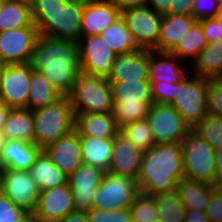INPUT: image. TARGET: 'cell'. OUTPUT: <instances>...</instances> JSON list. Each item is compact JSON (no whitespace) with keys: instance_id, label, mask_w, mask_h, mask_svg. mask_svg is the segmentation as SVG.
Masks as SVG:
<instances>
[{"instance_id":"ffe728a7","label":"cell","mask_w":222,"mask_h":222,"mask_svg":"<svg viewBox=\"0 0 222 222\" xmlns=\"http://www.w3.org/2000/svg\"><path fill=\"white\" fill-rule=\"evenodd\" d=\"M142 156L143 152L141 150L118 133L113 139L112 157L108 172L137 179Z\"/></svg>"},{"instance_id":"7c38bea8","label":"cell","mask_w":222,"mask_h":222,"mask_svg":"<svg viewBox=\"0 0 222 222\" xmlns=\"http://www.w3.org/2000/svg\"><path fill=\"white\" fill-rule=\"evenodd\" d=\"M31 66L7 65L0 85V104L11 109L27 108L30 90Z\"/></svg>"},{"instance_id":"11a10c76","label":"cell","mask_w":222,"mask_h":222,"mask_svg":"<svg viewBox=\"0 0 222 222\" xmlns=\"http://www.w3.org/2000/svg\"><path fill=\"white\" fill-rule=\"evenodd\" d=\"M215 165H216V168H222V148L219 150H216Z\"/></svg>"},{"instance_id":"d6986e66","label":"cell","mask_w":222,"mask_h":222,"mask_svg":"<svg viewBox=\"0 0 222 222\" xmlns=\"http://www.w3.org/2000/svg\"><path fill=\"white\" fill-rule=\"evenodd\" d=\"M109 82H140L149 80V50L117 55Z\"/></svg>"},{"instance_id":"d6a6232c","label":"cell","mask_w":222,"mask_h":222,"mask_svg":"<svg viewBox=\"0 0 222 222\" xmlns=\"http://www.w3.org/2000/svg\"><path fill=\"white\" fill-rule=\"evenodd\" d=\"M26 26H35L31 7L5 0L0 9V32Z\"/></svg>"},{"instance_id":"db71d44e","label":"cell","mask_w":222,"mask_h":222,"mask_svg":"<svg viewBox=\"0 0 222 222\" xmlns=\"http://www.w3.org/2000/svg\"><path fill=\"white\" fill-rule=\"evenodd\" d=\"M10 110L11 108L7 107L6 105L0 104V131H2L3 125L7 120Z\"/></svg>"},{"instance_id":"7bdbcfd3","label":"cell","mask_w":222,"mask_h":222,"mask_svg":"<svg viewBox=\"0 0 222 222\" xmlns=\"http://www.w3.org/2000/svg\"><path fill=\"white\" fill-rule=\"evenodd\" d=\"M222 7L220 0H193V14L196 21L217 18Z\"/></svg>"},{"instance_id":"603a6c76","label":"cell","mask_w":222,"mask_h":222,"mask_svg":"<svg viewBox=\"0 0 222 222\" xmlns=\"http://www.w3.org/2000/svg\"><path fill=\"white\" fill-rule=\"evenodd\" d=\"M176 59L178 61H176ZM179 59L169 52L149 50V81L179 83L186 75L185 70L178 66Z\"/></svg>"},{"instance_id":"2e32d148","label":"cell","mask_w":222,"mask_h":222,"mask_svg":"<svg viewBox=\"0 0 222 222\" xmlns=\"http://www.w3.org/2000/svg\"><path fill=\"white\" fill-rule=\"evenodd\" d=\"M104 174L102 169L83 163L69 176L75 210L87 212L92 207L96 189Z\"/></svg>"},{"instance_id":"f6af8a7d","label":"cell","mask_w":222,"mask_h":222,"mask_svg":"<svg viewBox=\"0 0 222 222\" xmlns=\"http://www.w3.org/2000/svg\"><path fill=\"white\" fill-rule=\"evenodd\" d=\"M26 214L0 191V222H18Z\"/></svg>"},{"instance_id":"74e56055","label":"cell","mask_w":222,"mask_h":222,"mask_svg":"<svg viewBox=\"0 0 222 222\" xmlns=\"http://www.w3.org/2000/svg\"><path fill=\"white\" fill-rule=\"evenodd\" d=\"M193 129L215 150L222 148V118L208 113Z\"/></svg>"},{"instance_id":"e575fe53","label":"cell","mask_w":222,"mask_h":222,"mask_svg":"<svg viewBox=\"0 0 222 222\" xmlns=\"http://www.w3.org/2000/svg\"><path fill=\"white\" fill-rule=\"evenodd\" d=\"M153 197L156 200L158 222H184L186 209L176 190L158 193Z\"/></svg>"},{"instance_id":"ac0fdd59","label":"cell","mask_w":222,"mask_h":222,"mask_svg":"<svg viewBox=\"0 0 222 222\" xmlns=\"http://www.w3.org/2000/svg\"><path fill=\"white\" fill-rule=\"evenodd\" d=\"M43 151L67 176L73 174L83 164L80 136L75 130L59 138Z\"/></svg>"},{"instance_id":"94428289","label":"cell","mask_w":222,"mask_h":222,"mask_svg":"<svg viewBox=\"0 0 222 222\" xmlns=\"http://www.w3.org/2000/svg\"><path fill=\"white\" fill-rule=\"evenodd\" d=\"M214 191L222 196V182L221 183H213Z\"/></svg>"},{"instance_id":"52a82bcc","label":"cell","mask_w":222,"mask_h":222,"mask_svg":"<svg viewBox=\"0 0 222 222\" xmlns=\"http://www.w3.org/2000/svg\"><path fill=\"white\" fill-rule=\"evenodd\" d=\"M141 193L138 180L105 172L96 189L91 208L103 210L129 209Z\"/></svg>"},{"instance_id":"8fae6325","label":"cell","mask_w":222,"mask_h":222,"mask_svg":"<svg viewBox=\"0 0 222 222\" xmlns=\"http://www.w3.org/2000/svg\"><path fill=\"white\" fill-rule=\"evenodd\" d=\"M80 50L81 73L92 76L108 77L117 54L105 43L100 35L81 37Z\"/></svg>"},{"instance_id":"60d3db41","label":"cell","mask_w":222,"mask_h":222,"mask_svg":"<svg viewBox=\"0 0 222 222\" xmlns=\"http://www.w3.org/2000/svg\"><path fill=\"white\" fill-rule=\"evenodd\" d=\"M208 113L222 118V77L207 79Z\"/></svg>"},{"instance_id":"680465c9","label":"cell","mask_w":222,"mask_h":222,"mask_svg":"<svg viewBox=\"0 0 222 222\" xmlns=\"http://www.w3.org/2000/svg\"><path fill=\"white\" fill-rule=\"evenodd\" d=\"M6 67H7V64L0 58V85H1V79H2L3 73Z\"/></svg>"},{"instance_id":"bcb514c9","label":"cell","mask_w":222,"mask_h":222,"mask_svg":"<svg viewBox=\"0 0 222 222\" xmlns=\"http://www.w3.org/2000/svg\"><path fill=\"white\" fill-rule=\"evenodd\" d=\"M199 22L207 43L217 42L222 39V20L219 17L204 19Z\"/></svg>"},{"instance_id":"7402d4cb","label":"cell","mask_w":222,"mask_h":222,"mask_svg":"<svg viewBox=\"0 0 222 222\" xmlns=\"http://www.w3.org/2000/svg\"><path fill=\"white\" fill-rule=\"evenodd\" d=\"M75 131L79 136L114 139L119 128L112 113L90 112L75 114Z\"/></svg>"},{"instance_id":"f1b7e54d","label":"cell","mask_w":222,"mask_h":222,"mask_svg":"<svg viewBox=\"0 0 222 222\" xmlns=\"http://www.w3.org/2000/svg\"><path fill=\"white\" fill-rule=\"evenodd\" d=\"M34 116L31 109H11L2 132L5 140L34 143Z\"/></svg>"},{"instance_id":"f907efd6","label":"cell","mask_w":222,"mask_h":222,"mask_svg":"<svg viewBox=\"0 0 222 222\" xmlns=\"http://www.w3.org/2000/svg\"><path fill=\"white\" fill-rule=\"evenodd\" d=\"M120 11L147 5V0H110Z\"/></svg>"},{"instance_id":"83f0119b","label":"cell","mask_w":222,"mask_h":222,"mask_svg":"<svg viewBox=\"0 0 222 222\" xmlns=\"http://www.w3.org/2000/svg\"><path fill=\"white\" fill-rule=\"evenodd\" d=\"M99 35L117 55L144 50L121 16Z\"/></svg>"},{"instance_id":"44dd1931","label":"cell","mask_w":222,"mask_h":222,"mask_svg":"<svg viewBox=\"0 0 222 222\" xmlns=\"http://www.w3.org/2000/svg\"><path fill=\"white\" fill-rule=\"evenodd\" d=\"M43 150L34 143L22 140H5L0 150L1 169L29 171Z\"/></svg>"},{"instance_id":"5b68a950","label":"cell","mask_w":222,"mask_h":222,"mask_svg":"<svg viewBox=\"0 0 222 222\" xmlns=\"http://www.w3.org/2000/svg\"><path fill=\"white\" fill-rule=\"evenodd\" d=\"M184 176L213 184L217 175L216 150L200 134L191 129L181 143Z\"/></svg>"},{"instance_id":"ab89813d","label":"cell","mask_w":222,"mask_h":222,"mask_svg":"<svg viewBox=\"0 0 222 222\" xmlns=\"http://www.w3.org/2000/svg\"><path fill=\"white\" fill-rule=\"evenodd\" d=\"M129 209L132 222H158L156 200L153 196L140 193Z\"/></svg>"},{"instance_id":"ba28073f","label":"cell","mask_w":222,"mask_h":222,"mask_svg":"<svg viewBox=\"0 0 222 222\" xmlns=\"http://www.w3.org/2000/svg\"><path fill=\"white\" fill-rule=\"evenodd\" d=\"M147 121L156 144L182 143L191 128L172 105L153 103Z\"/></svg>"},{"instance_id":"6125c7cd","label":"cell","mask_w":222,"mask_h":222,"mask_svg":"<svg viewBox=\"0 0 222 222\" xmlns=\"http://www.w3.org/2000/svg\"><path fill=\"white\" fill-rule=\"evenodd\" d=\"M5 144V137L2 131H0V150L2 149V147Z\"/></svg>"},{"instance_id":"c3c4849f","label":"cell","mask_w":222,"mask_h":222,"mask_svg":"<svg viewBox=\"0 0 222 222\" xmlns=\"http://www.w3.org/2000/svg\"><path fill=\"white\" fill-rule=\"evenodd\" d=\"M170 14L192 16L193 0H173L170 4Z\"/></svg>"},{"instance_id":"9f6ffc18","label":"cell","mask_w":222,"mask_h":222,"mask_svg":"<svg viewBox=\"0 0 222 222\" xmlns=\"http://www.w3.org/2000/svg\"><path fill=\"white\" fill-rule=\"evenodd\" d=\"M18 222H40L34 214H26Z\"/></svg>"},{"instance_id":"9a60e30c","label":"cell","mask_w":222,"mask_h":222,"mask_svg":"<svg viewBox=\"0 0 222 222\" xmlns=\"http://www.w3.org/2000/svg\"><path fill=\"white\" fill-rule=\"evenodd\" d=\"M75 210L69 183L40 191L34 215L40 222H58Z\"/></svg>"},{"instance_id":"6f0895ef","label":"cell","mask_w":222,"mask_h":222,"mask_svg":"<svg viewBox=\"0 0 222 222\" xmlns=\"http://www.w3.org/2000/svg\"><path fill=\"white\" fill-rule=\"evenodd\" d=\"M13 2H17L19 4L25 5V6H29L32 7L34 0H10Z\"/></svg>"},{"instance_id":"4dcf8cb0","label":"cell","mask_w":222,"mask_h":222,"mask_svg":"<svg viewBox=\"0 0 222 222\" xmlns=\"http://www.w3.org/2000/svg\"><path fill=\"white\" fill-rule=\"evenodd\" d=\"M62 95L50 84L40 71L31 68L30 90L27 108L32 111L55 103Z\"/></svg>"},{"instance_id":"b9f144b4","label":"cell","mask_w":222,"mask_h":222,"mask_svg":"<svg viewBox=\"0 0 222 222\" xmlns=\"http://www.w3.org/2000/svg\"><path fill=\"white\" fill-rule=\"evenodd\" d=\"M86 213L89 222H132L130 209L103 210L90 208Z\"/></svg>"},{"instance_id":"1f68e13d","label":"cell","mask_w":222,"mask_h":222,"mask_svg":"<svg viewBox=\"0 0 222 222\" xmlns=\"http://www.w3.org/2000/svg\"><path fill=\"white\" fill-rule=\"evenodd\" d=\"M193 72L207 79L222 77V39L207 43L193 63Z\"/></svg>"},{"instance_id":"d590c367","label":"cell","mask_w":222,"mask_h":222,"mask_svg":"<svg viewBox=\"0 0 222 222\" xmlns=\"http://www.w3.org/2000/svg\"><path fill=\"white\" fill-rule=\"evenodd\" d=\"M119 133L142 152H146L156 145L147 119L125 124L119 128Z\"/></svg>"},{"instance_id":"f546056e","label":"cell","mask_w":222,"mask_h":222,"mask_svg":"<svg viewBox=\"0 0 222 222\" xmlns=\"http://www.w3.org/2000/svg\"><path fill=\"white\" fill-rule=\"evenodd\" d=\"M114 104H153L151 83L149 80L140 82H110Z\"/></svg>"},{"instance_id":"836d02e7","label":"cell","mask_w":222,"mask_h":222,"mask_svg":"<svg viewBox=\"0 0 222 222\" xmlns=\"http://www.w3.org/2000/svg\"><path fill=\"white\" fill-rule=\"evenodd\" d=\"M207 46L201 23L196 21L185 33L178 45L170 52L179 60L188 58L194 63L199 53Z\"/></svg>"},{"instance_id":"cb8c5ba5","label":"cell","mask_w":222,"mask_h":222,"mask_svg":"<svg viewBox=\"0 0 222 222\" xmlns=\"http://www.w3.org/2000/svg\"><path fill=\"white\" fill-rule=\"evenodd\" d=\"M196 22L193 16L164 14L159 35V52H171Z\"/></svg>"},{"instance_id":"8992f818","label":"cell","mask_w":222,"mask_h":222,"mask_svg":"<svg viewBox=\"0 0 222 222\" xmlns=\"http://www.w3.org/2000/svg\"><path fill=\"white\" fill-rule=\"evenodd\" d=\"M193 75L176 83L174 101L171 104L191 129L208 114L207 78Z\"/></svg>"},{"instance_id":"e0dca14e","label":"cell","mask_w":222,"mask_h":222,"mask_svg":"<svg viewBox=\"0 0 222 222\" xmlns=\"http://www.w3.org/2000/svg\"><path fill=\"white\" fill-rule=\"evenodd\" d=\"M121 16L110 0L86 2L81 19V37L99 35Z\"/></svg>"},{"instance_id":"6da1fadb","label":"cell","mask_w":222,"mask_h":222,"mask_svg":"<svg viewBox=\"0 0 222 222\" xmlns=\"http://www.w3.org/2000/svg\"><path fill=\"white\" fill-rule=\"evenodd\" d=\"M28 64L62 96H67L81 73L79 43L39 34Z\"/></svg>"},{"instance_id":"d4e9b609","label":"cell","mask_w":222,"mask_h":222,"mask_svg":"<svg viewBox=\"0 0 222 222\" xmlns=\"http://www.w3.org/2000/svg\"><path fill=\"white\" fill-rule=\"evenodd\" d=\"M176 191L186 210L206 212L214 188L210 183L184 177L176 185Z\"/></svg>"},{"instance_id":"f35d334b","label":"cell","mask_w":222,"mask_h":222,"mask_svg":"<svg viewBox=\"0 0 222 222\" xmlns=\"http://www.w3.org/2000/svg\"><path fill=\"white\" fill-rule=\"evenodd\" d=\"M152 104H113L112 115L118 128L125 124L144 120Z\"/></svg>"},{"instance_id":"3957f363","label":"cell","mask_w":222,"mask_h":222,"mask_svg":"<svg viewBox=\"0 0 222 222\" xmlns=\"http://www.w3.org/2000/svg\"><path fill=\"white\" fill-rule=\"evenodd\" d=\"M34 144L44 150L75 130V113L67 96L33 111Z\"/></svg>"},{"instance_id":"91938a15","label":"cell","mask_w":222,"mask_h":222,"mask_svg":"<svg viewBox=\"0 0 222 222\" xmlns=\"http://www.w3.org/2000/svg\"><path fill=\"white\" fill-rule=\"evenodd\" d=\"M216 170H217V175H216L214 183H221L222 182V168H216Z\"/></svg>"},{"instance_id":"30bf717a","label":"cell","mask_w":222,"mask_h":222,"mask_svg":"<svg viewBox=\"0 0 222 222\" xmlns=\"http://www.w3.org/2000/svg\"><path fill=\"white\" fill-rule=\"evenodd\" d=\"M121 17L143 49L159 52L161 14L146 5L123 10Z\"/></svg>"},{"instance_id":"7dc6e473","label":"cell","mask_w":222,"mask_h":222,"mask_svg":"<svg viewBox=\"0 0 222 222\" xmlns=\"http://www.w3.org/2000/svg\"><path fill=\"white\" fill-rule=\"evenodd\" d=\"M206 214L210 222H222V196L215 191L210 195Z\"/></svg>"},{"instance_id":"ee69618b","label":"cell","mask_w":222,"mask_h":222,"mask_svg":"<svg viewBox=\"0 0 222 222\" xmlns=\"http://www.w3.org/2000/svg\"><path fill=\"white\" fill-rule=\"evenodd\" d=\"M151 95L154 103L171 105L174 101L176 83L150 81Z\"/></svg>"},{"instance_id":"7a4b0ae2","label":"cell","mask_w":222,"mask_h":222,"mask_svg":"<svg viewBox=\"0 0 222 222\" xmlns=\"http://www.w3.org/2000/svg\"><path fill=\"white\" fill-rule=\"evenodd\" d=\"M184 177L181 143L156 144L143 152L137 177L141 193L154 196L174 191Z\"/></svg>"},{"instance_id":"e7e4bbea","label":"cell","mask_w":222,"mask_h":222,"mask_svg":"<svg viewBox=\"0 0 222 222\" xmlns=\"http://www.w3.org/2000/svg\"><path fill=\"white\" fill-rule=\"evenodd\" d=\"M221 20H222V10L221 12L219 13V16H218Z\"/></svg>"},{"instance_id":"4fadbf2b","label":"cell","mask_w":222,"mask_h":222,"mask_svg":"<svg viewBox=\"0 0 222 222\" xmlns=\"http://www.w3.org/2000/svg\"><path fill=\"white\" fill-rule=\"evenodd\" d=\"M39 32L36 26H26L0 32V58L7 65L29 63Z\"/></svg>"},{"instance_id":"816d5d0a","label":"cell","mask_w":222,"mask_h":222,"mask_svg":"<svg viewBox=\"0 0 222 222\" xmlns=\"http://www.w3.org/2000/svg\"><path fill=\"white\" fill-rule=\"evenodd\" d=\"M184 222H210V219L204 211L186 210Z\"/></svg>"},{"instance_id":"f5cc1de1","label":"cell","mask_w":222,"mask_h":222,"mask_svg":"<svg viewBox=\"0 0 222 222\" xmlns=\"http://www.w3.org/2000/svg\"><path fill=\"white\" fill-rule=\"evenodd\" d=\"M58 222H89V218L86 212L74 210Z\"/></svg>"},{"instance_id":"277c9868","label":"cell","mask_w":222,"mask_h":222,"mask_svg":"<svg viewBox=\"0 0 222 222\" xmlns=\"http://www.w3.org/2000/svg\"><path fill=\"white\" fill-rule=\"evenodd\" d=\"M74 113H112L113 96L107 77L80 73L67 95Z\"/></svg>"},{"instance_id":"8d00e7d4","label":"cell","mask_w":222,"mask_h":222,"mask_svg":"<svg viewBox=\"0 0 222 222\" xmlns=\"http://www.w3.org/2000/svg\"><path fill=\"white\" fill-rule=\"evenodd\" d=\"M67 0H34L31 7L32 19L39 34L52 22Z\"/></svg>"},{"instance_id":"4316f807","label":"cell","mask_w":222,"mask_h":222,"mask_svg":"<svg viewBox=\"0 0 222 222\" xmlns=\"http://www.w3.org/2000/svg\"><path fill=\"white\" fill-rule=\"evenodd\" d=\"M82 162L109 171L113 139L80 136Z\"/></svg>"},{"instance_id":"be15d7a7","label":"cell","mask_w":222,"mask_h":222,"mask_svg":"<svg viewBox=\"0 0 222 222\" xmlns=\"http://www.w3.org/2000/svg\"><path fill=\"white\" fill-rule=\"evenodd\" d=\"M4 2H5V0H0V9H1Z\"/></svg>"},{"instance_id":"5bb4252c","label":"cell","mask_w":222,"mask_h":222,"mask_svg":"<svg viewBox=\"0 0 222 222\" xmlns=\"http://www.w3.org/2000/svg\"><path fill=\"white\" fill-rule=\"evenodd\" d=\"M85 4L86 2L80 0H67L40 34L78 42L81 38V19Z\"/></svg>"},{"instance_id":"484cf974","label":"cell","mask_w":222,"mask_h":222,"mask_svg":"<svg viewBox=\"0 0 222 222\" xmlns=\"http://www.w3.org/2000/svg\"><path fill=\"white\" fill-rule=\"evenodd\" d=\"M29 173L40 191L52 189L68 183V178L42 151L31 166Z\"/></svg>"},{"instance_id":"9c48e42d","label":"cell","mask_w":222,"mask_h":222,"mask_svg":"<svg viewBox=\"0 0 222 222\" xmlns=\"http://www.w3.org/2000/svg\"><path fill=\"white\" fill-rule=\"evenodd\" d=\"M0 191L25 213H35L40 190L29 171L2 169Z\"/></svg>"},{"instance_id":"681fc988","label":"cell","mask_w":222,"mask_h":222,"mask_svg":"<svg viewBox=\"0 0 222 222\" xmlns=\"http://www.w3.org/2000/svg\"><path fill=\"white\" fill-rule=\"evenodd\" d=\"M173 0H147V6H151L156 13L164 15L170 14V4Z\"/></svg>"}]
</instances>
